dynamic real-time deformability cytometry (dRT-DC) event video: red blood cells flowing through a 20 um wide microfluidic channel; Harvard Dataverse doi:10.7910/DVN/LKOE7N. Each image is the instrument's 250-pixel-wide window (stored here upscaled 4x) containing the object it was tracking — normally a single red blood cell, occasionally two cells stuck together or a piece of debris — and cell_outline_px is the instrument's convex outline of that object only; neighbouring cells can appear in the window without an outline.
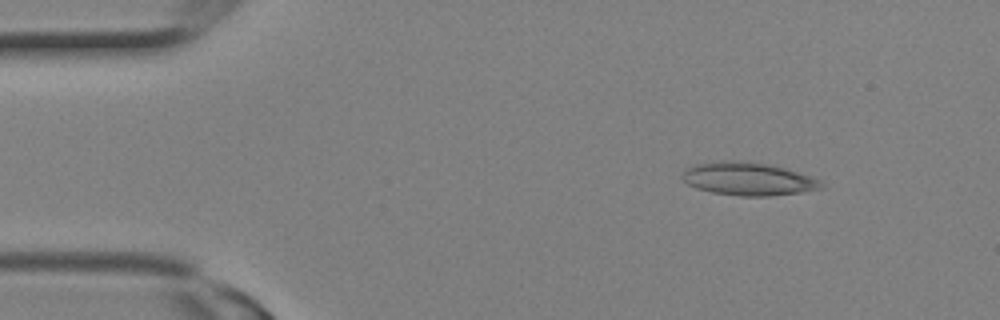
{"species": "Egyptian fruit bat (a non-hibernating species)", "species_latin": "Rousettus aegyptiacus", "temperature_condition": "room temperature", "stored_images_in_passage": 3, "camera_frame_rate_fps": 3000, "um_per_image_px": 0.085, "animal": {"sex": "female"}, "frame": {"image": 1, "passage_image": 1, "time_ms": 0.0, "image_size_px": [1000, 320], "cell_outline_px": [[824, 188], [800, 192], [768, 196], [740, 196], [712, 192], [696, 188], [688, 184], [680, 176], [684, 168], [696, 164], [712, 160], [740, 160], [768, 164], [784, 168], [820, 180]], "centroid_in_image_um": [63.51, 15.19], "position_along_channel_um": 21.5, "area_um2": 26.82}}